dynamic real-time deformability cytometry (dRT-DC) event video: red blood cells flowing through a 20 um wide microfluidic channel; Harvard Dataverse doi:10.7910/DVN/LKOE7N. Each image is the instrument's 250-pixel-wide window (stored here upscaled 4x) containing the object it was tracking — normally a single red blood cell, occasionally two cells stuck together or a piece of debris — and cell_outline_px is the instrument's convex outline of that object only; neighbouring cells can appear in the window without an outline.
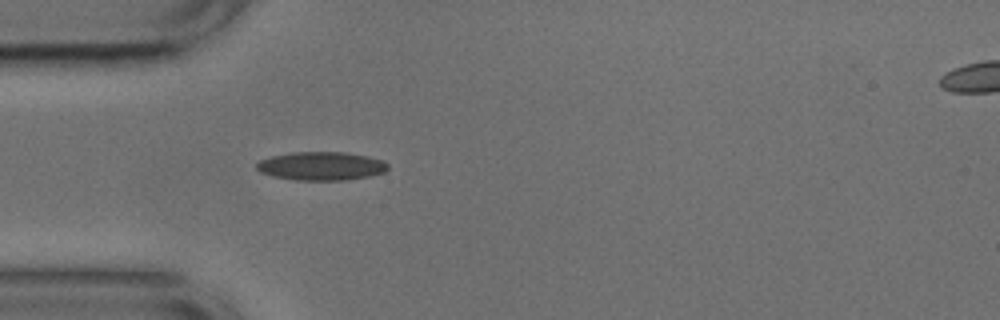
{"species": "common noctule bat (a hibernating species)", "species_latin": "Nyctalus noctula", "temperature_condition": "cold", "stored_images_in_passage": 16, "camera_frame_rate_fps": 3000, "um_per_image_px": 0.085, "animal": {"sex": "male", "body_mass_g": 17.9, "forearm_length_mm": 54.2}, "frame": {"image": 1, "passage_image": 1, "time_ms": 0.0, "image_size_px": [1000, 320], "cell_outline_px": [[388, 168], [384, 172], [368, 176], [348, 180], [296, 180], [272, 176], [260, 172], [256, 168], [256, 164], [260, 160], [272, 156], [292, 152], [344, 152], [368, 156], [384, 160], [388, 164]], "centroid_in_image_um": [27.31, 14.11], "position_along_channel_um": 57.7, "area_um2": 21.85}}